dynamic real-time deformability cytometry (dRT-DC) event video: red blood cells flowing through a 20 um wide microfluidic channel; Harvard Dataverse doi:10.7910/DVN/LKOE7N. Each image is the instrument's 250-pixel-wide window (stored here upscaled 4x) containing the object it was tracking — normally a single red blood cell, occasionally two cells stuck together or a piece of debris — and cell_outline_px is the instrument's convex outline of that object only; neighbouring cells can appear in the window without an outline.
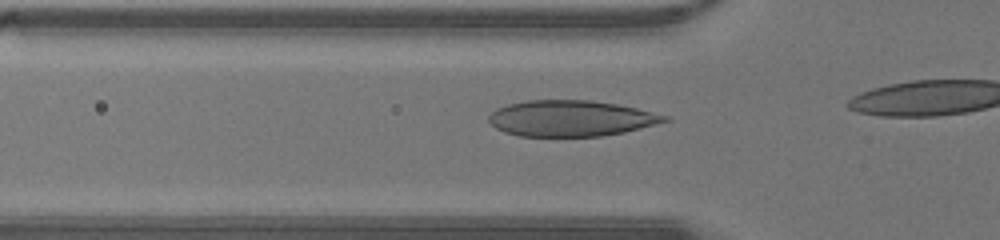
{"species": "human", "species_latin": "Homo sapiens", "temperature_condition": "warm", "stored_images_in_passage": 6, "camera_frame_rate_fps": 3000, "um_per_image_px": 0.085, "donor": {"sex": "male"}, "frame": {"image": 1, "passage_image": 2, "time_ms": 0.333, "image_size_px": [1000, 240], "cell_outline_px": [[672, 120], [624, 132], [600, 136], [520, 136], [504, 132], [496, 128], [488, 120], [488, 116], [496, 108], [508, 104], [528, 100], [592, 100], [616, 104], [636, 108], [668, 116]], "centroid_in_image_um": [48.51, 10.05], "position_along_channel_um": 77.3, "area_um2": 36.76}}
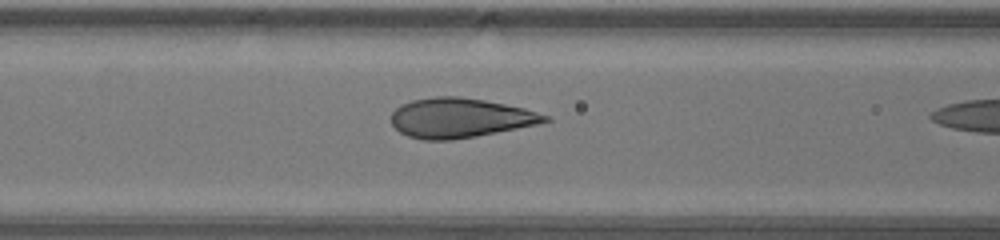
{"frame": {"image": 2, "passage_image": 5, "time_ms": 1.333, "image_size_px": [1000, 240], "cell_outline_px": [[552, 120], [536, 124], [476, 136], [452, 140], [424, 140], [408, 136], [400, 132], [392, 124], [392, 112], [400, 104], [412, 100], [436, 96], [460, 96], [484, 100], [524, 108], [552, 116]], "centroid_in_image_um": [39.09, 10.01], "position_along_channel_um": 127.5, "area_um2": 35.37}}